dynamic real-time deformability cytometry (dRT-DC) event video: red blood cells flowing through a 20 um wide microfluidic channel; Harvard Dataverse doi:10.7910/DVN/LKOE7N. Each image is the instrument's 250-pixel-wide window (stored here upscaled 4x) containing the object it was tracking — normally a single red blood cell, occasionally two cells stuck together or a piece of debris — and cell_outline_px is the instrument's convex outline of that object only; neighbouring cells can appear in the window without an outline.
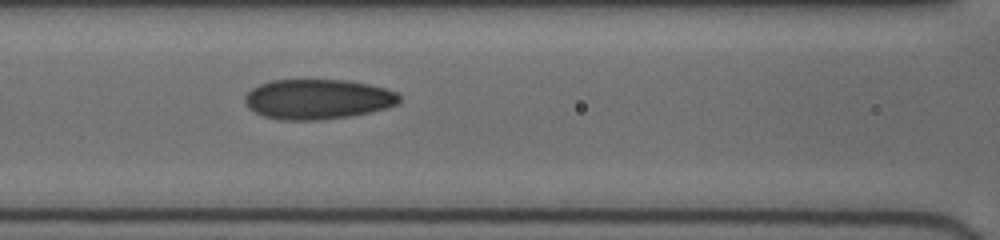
{"species": "human", "species_latin": "Homo sapiens", "temperature_condition": "cold", "stored_images_in_passage": 14, "segment_of_instrument_passage": [1, 2], "camera_frame_rate_fps": 3000, "um_per_image_px": 0.085, "donor": {"sex": "female"}, "frame": {"image": 1, "passage_image": 5, "time_ms": 2.333, "image_size_px": [1000, 240], "cell_outline_px": [[400, 100], [396, 104], [388, 108], [352, 116], [316, 120], [280, 120], [264, 116], [248, 108], [244, 104], [244, 96], [252, 88], [260, 84], [272, 80], [348, 80], [368, 84], [384, 88], [396, 92], [400, 96]], "centroid_in_image_um": [26.99, 8.43], "position_along_channel_um": 139.6, "area_um2": 36.13}}
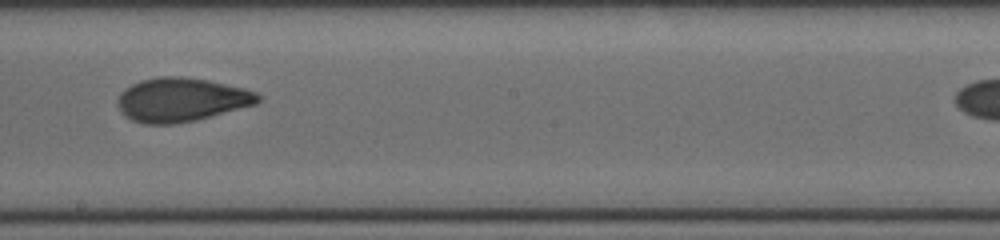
{"frame": {"image": 2, "passage_image": 10, "time_ms": 4.667, "image_size_px": [1000, 240], "cell_outline_px": [[260, 100], [256, 104], [196, 120], [176, 124], [144, 124], [132, 120], [124, 116], [120, 112], [116, 104], [116, 100], [120, 92], [124, 88], [140, 80], [160, 76], [180, 76], [208, 80], [244, 88], [256, 92], [260, 96]], "centroid_in_image_um": [15.36, 8.48], "position_along_channel_um": 232.8, "area_um2": 36.13}}
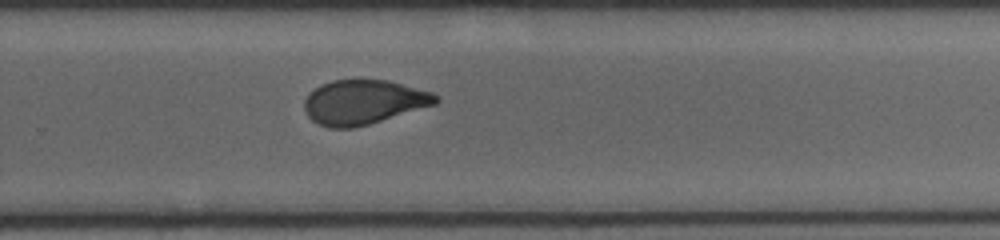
{"frame": {"image": 3, "passage_image": 13, "time_ms": 6.333, "image_size_px": [1000, 240], "cell_outline_px": [[440, 100], [436, 104], [368, 124], [352, 128], [328, 128], [312, 120], [304, 112], [304, 100], [308, 92], [320, 84], [332, 80], [388, 80], [432, 92], [440, 96]], "centroid_in_image_um": [30.88, 8.67], "position_along_channel_um": 298.9, "area_um2": 34.1}}